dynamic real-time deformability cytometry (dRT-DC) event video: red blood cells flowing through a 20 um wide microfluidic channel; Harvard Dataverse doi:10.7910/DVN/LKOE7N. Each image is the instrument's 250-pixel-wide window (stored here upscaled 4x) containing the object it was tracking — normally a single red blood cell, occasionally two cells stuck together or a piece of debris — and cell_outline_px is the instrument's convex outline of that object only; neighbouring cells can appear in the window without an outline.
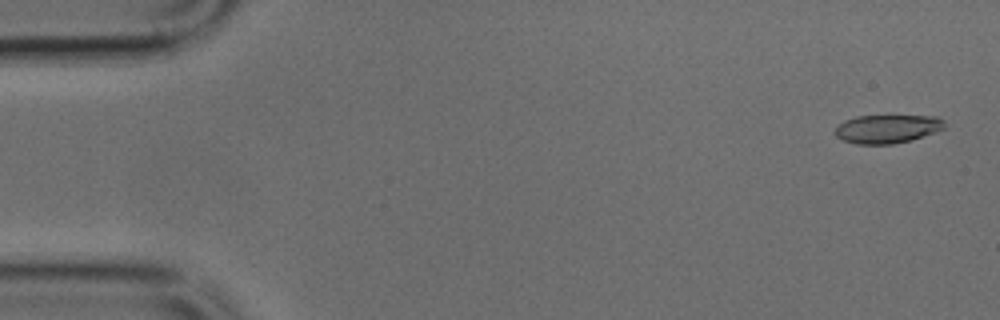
{"species": "common noctule bat (a hibernating species)", "species_latin": "Nyctalus noctula", "temperature_condition": "cold", "stored_images_in_passage": 49, "camera_frame_rate_fps": 3000, "um_per_image_px": 0.085, "animal": {"sex": "male", "body_mass_g": 17.9, "forearm_length_mm": 54.2}, "frame": {"image": 1, "passage_image": 2, "time_ms": 0.333, "image_size_px": [1000, 320], "cell_outline_px": [[944, 128], [936, 132], [912, 140], [892, 144], [856, 144], [844, 140], [836, 136], [832, 132], [844, 120], [856, 116], [936, 116], [944, 120]], "centroid_in_image_um": [75.41, 10.96], "position_along_channel_um": 9.6, "area_um2": 18.21}}
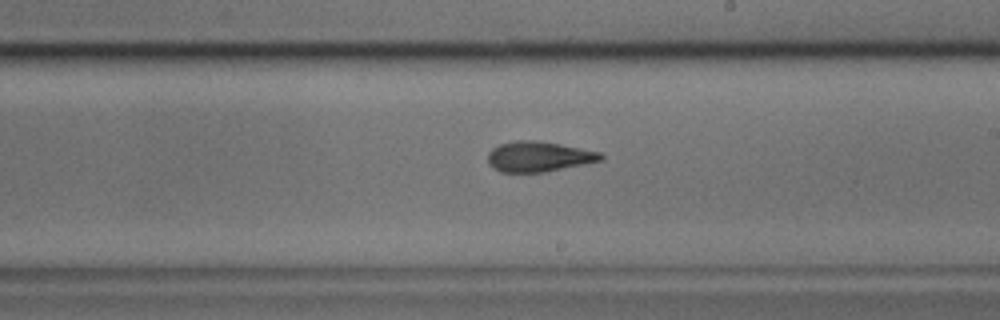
{"frame": {"image": 2, "passage_image": 28, "time_ms": 9.0, "image_size_px": [1000, 320], "cell_outline_px": [[604, 160], [544, 172], [500, 172], [492, 168], [488, 164], [488, 152], [492, 148], [500, 144], [516, 140], [532, 140], [560, 144], [600, 152], [604, 156]], "centroid_in_image_um": [45.77, 13.31], "position_along_channel_um": 243.2, "area_um2": 19.94}}
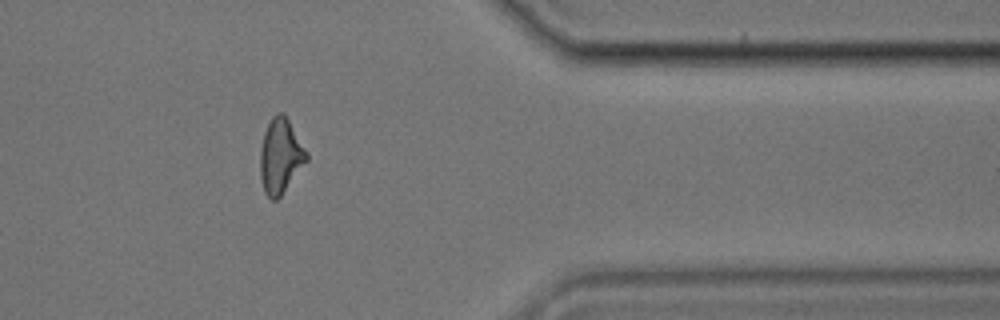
{"frame": {"image": 3, "passage_image": 40, "time_ms": 13.0, "image_size_px": [1000, 320], "cell_outline_px": [[308, 160], [280, 196], [276, 200], [272, 200], [264, 192], [260, 180], [260, 148], [264, 132], [272, 116], [276, 112], [284, 112], [308, 152]], "centroid_in_image_um": [23.83, 13.24], "position_along_channel_um": 387.6, "area_um2": 20.35}}